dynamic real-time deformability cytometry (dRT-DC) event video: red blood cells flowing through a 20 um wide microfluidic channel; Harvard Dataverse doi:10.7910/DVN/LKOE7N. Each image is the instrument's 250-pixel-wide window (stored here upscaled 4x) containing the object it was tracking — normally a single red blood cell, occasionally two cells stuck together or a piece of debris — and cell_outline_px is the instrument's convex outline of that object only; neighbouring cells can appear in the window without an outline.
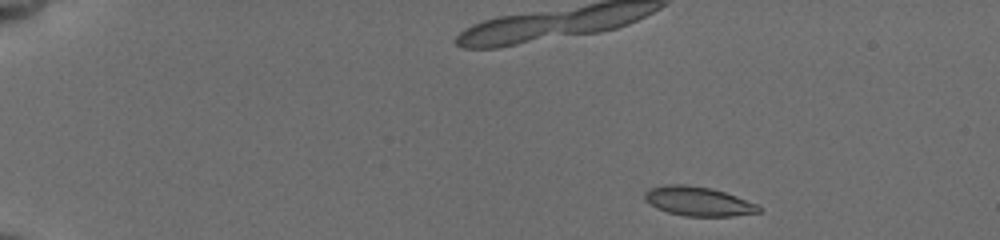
{"species": "common noctule bat (a hibernating species)", "species_latin": "Nyctalus noctula", "temperature_condition": "cold", "stored_images_in_passage": 54, "camera_frame_rate_fps": 3000, "um_per_image_px": 0.085, "animal": {"sex": "female", "body_mass_g": 19.5, "forearm_length_mm": 54.1}, "frame": {"image": 1, "passage_image": 1, "time_ms": 0.0, "image_size_px": [1000, 240], "cell_outline_px": [[760, 212], [732, 216], [684, 216], [668, 212], [656, 208], [644, 200], [644, 192], [652, 188], [668, 184], [688, 184], [712, 188], [736, 196], [756, 204], [760, 208]], "centroid_in_image_um": [59.31, 17.11], "position_along_channel_um": 25.7, "area_um2": 19.36}}
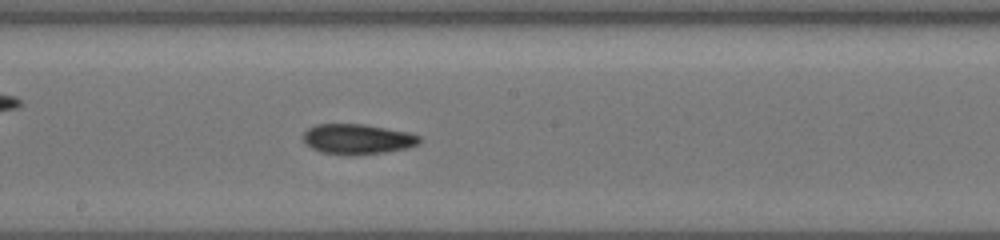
{"frame": {"image": 2, "passage_image": 20, "time_ms": 8.0, "image_size_px": [1000, 240], "cell_outline_px": [[420, 144], [408, 148], [384, 152], [356, 156], [348, 156], [320, 152], [312, 148], [304, 140], [304, 132], [308, 128], [316, 124], [364, 124], [408, 132], [420, 136]], "centroid_in_image_um": [30.4, 11.84], "position_along_channel_um": 217.8, "area_um2": 20.63}}
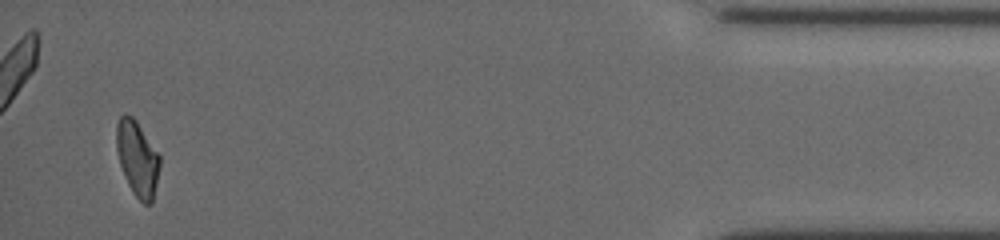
{"frame": {"image": 3, "passage_image": 50, "time_ms": 15.0, "image_size_px": [1000, 240], "cell_outline_px": [[160, 164], [152, 204], [144, 204], [132, 192], [124, 176], [120, 164], [116, 148], [116, 124], [120, 116], [124, 112], [132, 116], [136, 120], [160, 156]], "centroid_in_image_um": [11.66, 13.45], "position_along_channel_um": 423.5, "area_um2": 18.96}, "authors_computed_cell_mechanics": {"area_um2": 19.5653, "velocity_mm_per_s": 3.8255, "shape_relaxation_time_tau1_ms": 7.6077, "shape_relaxation_time_tau2_ms": 10.3145, "deformation_change_tau1": 0.2181, "deformation_change_tau2": 0.1655}}